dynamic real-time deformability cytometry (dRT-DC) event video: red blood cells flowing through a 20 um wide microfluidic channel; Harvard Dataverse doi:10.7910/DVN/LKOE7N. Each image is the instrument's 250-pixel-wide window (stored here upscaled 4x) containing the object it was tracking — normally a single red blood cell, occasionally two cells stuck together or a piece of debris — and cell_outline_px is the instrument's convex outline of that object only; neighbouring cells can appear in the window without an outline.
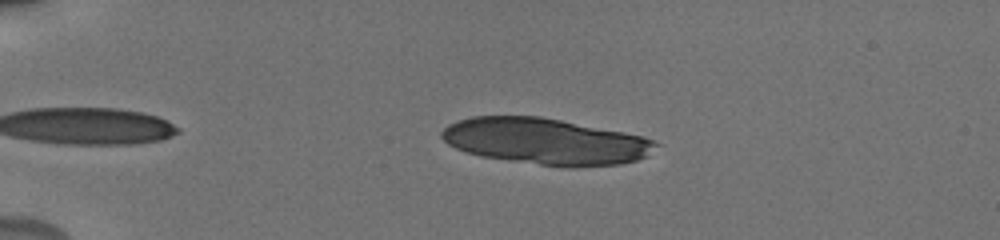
{"species": "human", "species_latin": "Homo sapiens", "temperature_condition": "cold", "stored_images_in_passage": 11, "camera_frame_rate_fps": 3000, "um_per_image_px": 0.085, "donor": {"sex": "male"}, "frame": {"image": 1, "passage_image": 3, "time_ms": 0.667, "image_size_px": [1000, 240], "cell_outline_px": [[660, 144], [648, 156], [636, 160], [620, 164], [572, 168], [568, 168], [480, 156], [456, 148], [448, 144], [440, 136], [440, 132], [448, 124], [472, 116], [540, 116], [624, 132], [644, 136]], "centroid_in_image_um": [46.39, 12.02], "position_along_channel_um": 38.6, "area_um2": 57.74}}